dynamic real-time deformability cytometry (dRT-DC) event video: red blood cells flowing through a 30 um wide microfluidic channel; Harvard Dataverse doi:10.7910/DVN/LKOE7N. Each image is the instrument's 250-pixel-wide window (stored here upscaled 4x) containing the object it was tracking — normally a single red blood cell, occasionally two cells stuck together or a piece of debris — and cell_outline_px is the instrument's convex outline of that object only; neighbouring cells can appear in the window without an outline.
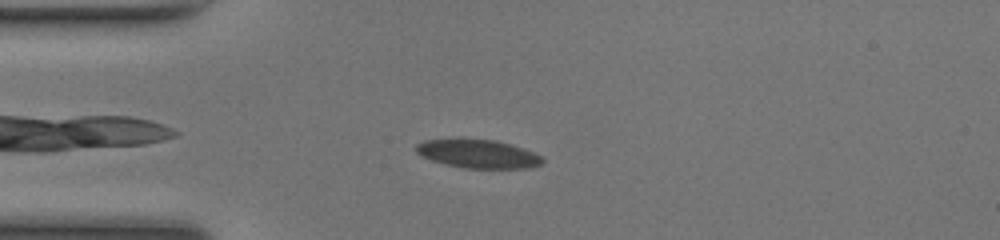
{"species": "common noctule bat (a hibernating species)", "species_latin": "Nyctalus noctula", "temperature_condition": "room temperature", "stored_images_in_passage": 41, "camera_frame_rate_fps": 3000, "um_per_image_px": 0.085, "animal": {"sex": "female", "body_mass_g": 17.0, "forearm_length_mm": 48.0}, "frame": {"image": 1, "passage_image": 4, "time_ms": 1.0, "image_size_px": [1000, 240], "cell_outline_px": [[544, 164], [528, 168], [464, 168], [444, 164], [432, 160], [416, 152], [416, 144], [424, 140], [496, 140], [524, 148], [540, 156], [544, 160]], "centroid_in_image_um": [40.67, 13.09], "position_along_channel_um": 44.3, "area_um2": 20.63}}
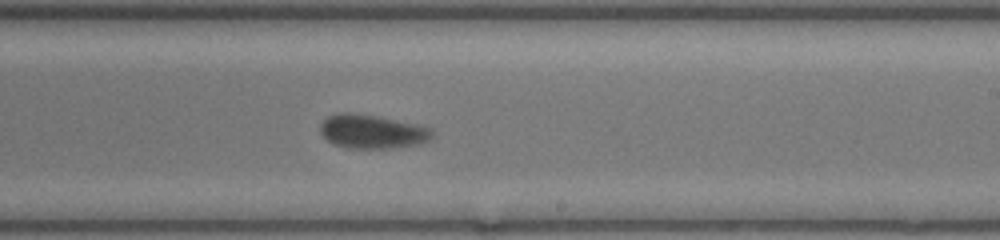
{"frame": {"image": 2, "passage_image": 21, "time_ms": 6.667, "image_size_px": [1000, 240], "cell_outline_px": [[432, 136], [428, 140], [420, 144], [392, 148], [348, 148], [332, 144], [320, 132], [320, 124], [328, 116], [336, 112], [356, 112], [380, 116], [420, 124], [432, 128]], "centroid_in_image_um": [31.63, 11.16], "position_along_channel_um": 257.4, "area_um2": 22.54}}
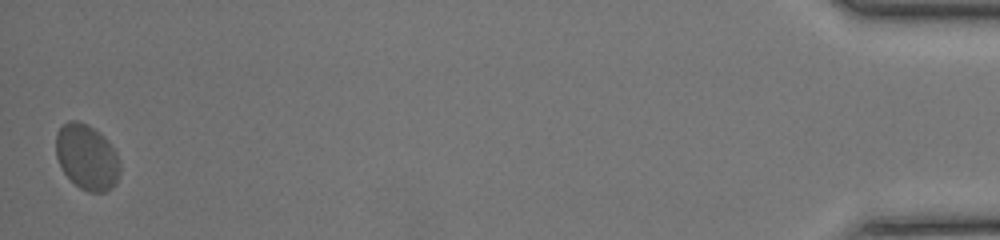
{"frame": {"image": 3, "passage_image": 41, "time_ms": 13.333, "image_size_px": [1000, 240], "cell_outline_px": [[120, 172], [116, 184], [112, 188], [104, 192], [88, 192], [80, 188], [64, 172], [56, 156], [56, 132], [68, 120], [76, 120], [88, 124], [104, 136], [108, 140], [116, 152], [120, 164]], "centroid_in_image_um": [7.4, 13.34], "position_along_channel_um": 427.8, "area_um2": 24.51}, "authors_computed_cell_mechanics": {"area_um2": 22.4264, "velocity_mm_per_s": 4.0832, "shape_relaxation_time_tau1_ms": 4.0829, "shape_relaxation_time_tau2_ms": null, "deformation_change_tau1": 0.1095, "deformation_change_tau2": null}}